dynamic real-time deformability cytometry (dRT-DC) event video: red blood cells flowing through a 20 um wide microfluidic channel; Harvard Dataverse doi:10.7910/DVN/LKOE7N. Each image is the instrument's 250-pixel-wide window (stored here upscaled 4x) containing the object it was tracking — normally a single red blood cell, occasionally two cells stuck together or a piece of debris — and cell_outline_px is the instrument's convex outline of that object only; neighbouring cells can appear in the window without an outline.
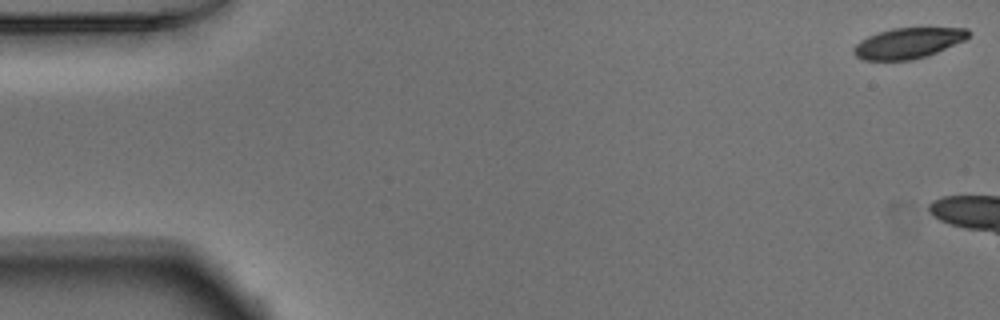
{"species": "Egyptian fruit bat (a non-hibernating species)", "species_latin": "Rousettus aegyptiacus", "temperature_condition": "warm", "stored_images_in_passage": 7, "camera_frame_rate_fps": 3000, "um_per_image_px": 0.085, "animal": {"sex": "male"}, "frame": {"image": 1, "passage_image": 1, "time_ms": 0.0, "image_size_px": [1000, 320], "cell_outline_px": [[972, 32], [964, 40], [936, 52], [912, 60], [860, 60], [852, 52], [852, 48], [860, 40], [868, 36], [892, 28], [968, 28]], "centroid_in_image_um": [77.15, 3.66], "position_along_channel_um": 7.8, "area_um2": 20.35}}